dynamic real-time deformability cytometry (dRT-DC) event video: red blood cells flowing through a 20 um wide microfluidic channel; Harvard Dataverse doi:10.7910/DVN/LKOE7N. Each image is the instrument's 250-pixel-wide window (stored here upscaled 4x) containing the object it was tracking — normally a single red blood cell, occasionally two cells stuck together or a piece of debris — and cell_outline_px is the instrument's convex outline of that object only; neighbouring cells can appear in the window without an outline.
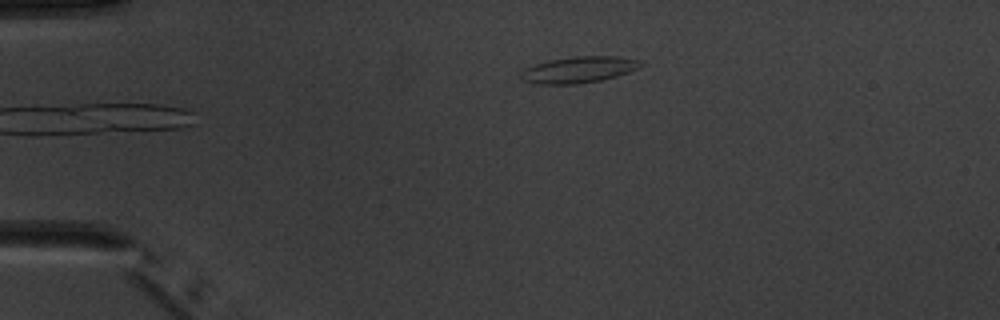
{"species": "common noctule bat (a hibernating species)", "species_latin": "Nyctalus noctula", "temperature_condition": "warm", "stored_images_in_passage": 2, "camera_frame_rate_fps": 3000, "um_per_image_px": 0.085, "animal": {"sex": "male", "body_mass_g": 20.1, "forearm_length_mm": 53.5}, "frame": {"image": 1, "passage_image": 2, "time_ms": 1.0, "image_size_px": [1000, 320], "cell_outline_px": [[644, 64], [628, 72], [616, 76], [600, 80], [576, 84], [536, 84], [520, 80], [520, 72], [524, 68], [548, 60], [572, 56], [620, 56], [644, 60]], "centroid_in_image_um": [49.18, 5.91], "position_along_channel_um": 35.8, "area_um2": 18.61}}